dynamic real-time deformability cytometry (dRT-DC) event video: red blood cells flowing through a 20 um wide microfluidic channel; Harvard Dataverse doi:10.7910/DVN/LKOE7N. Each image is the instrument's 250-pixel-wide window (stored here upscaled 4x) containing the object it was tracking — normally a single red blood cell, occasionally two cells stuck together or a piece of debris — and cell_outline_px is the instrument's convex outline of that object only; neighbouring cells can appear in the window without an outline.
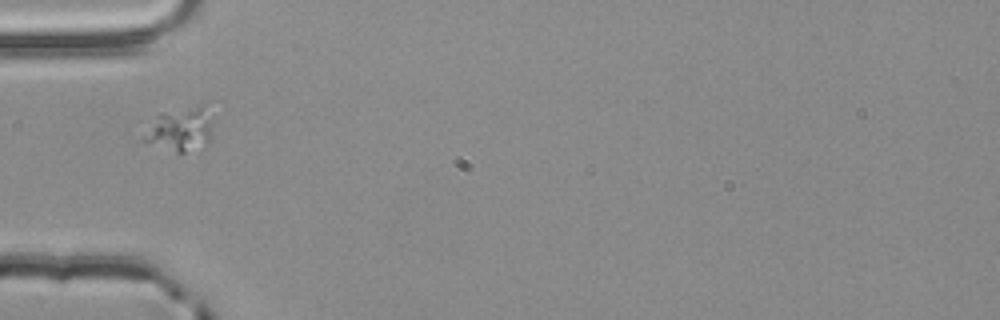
{"species": "common noctule bat (a hibernating species)", "species_latin": "Nyctalus noctula", "temperature_condition": "room temperature", "stored_images_in_passage": 38, "camera_frame_rate_fps": 3000, "um_per_image_px": 0.085, "animal": {"sex": "male", "body_mass_g": 20.4}, "frame": {"image": 1, "passage_image": 1, "time_ms": 0.0, "image_size_px": [1000, 320], "cell_outline_px": [[212, 136], [208, 140], [184, 152], [176, 152], [140, 140], [140, 136], [156, 116], [160, 112], [204, 104], [208, 104], [212, 120]], "centroid_in_image_um": [15.31, 10.92], "position_along_channel_um": 69.7, "area_um2": 17.63}}
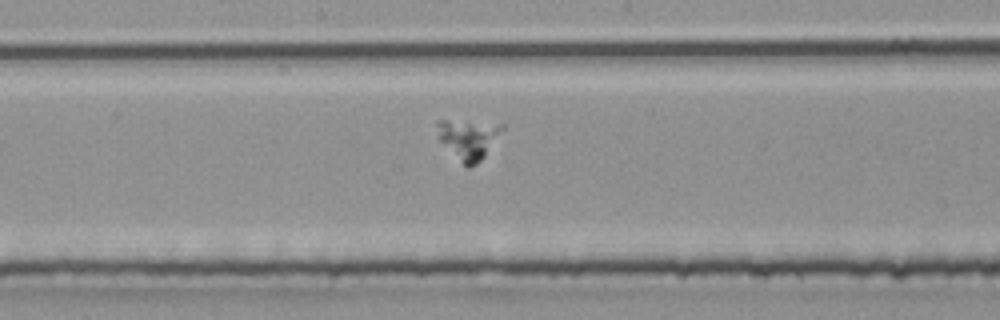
{"frame": {"image": 2, "passage_image": 12, "time_ms": 3.667, "image_size_px": [1000, 320], "cell_outline_px": [[504, 128], [484, 156], [476, 164], [468, 168], [440, 140], [436, 124], [436, 120], [444, 120], [504, 124]], "centroid_in_image_um": [39.82, 11.79], "position_along_channel_um": 208.4, "area_um2": 14.51}}
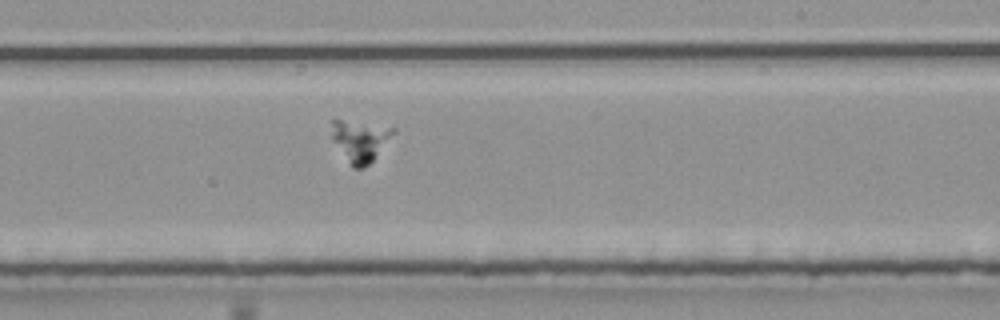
{"frame": {"image": 3, "passage_image": 16, "time_ms": 5.0, "image_size_px": [1000, 320], "cell_outline_px": [[396, 132], [372, 160], [364, 168], [352, 168], [332, 140], [332, 120], [340, 120], [396, 128]], "centroid_in_image_um": [30.6, 11.98], "position_along_channel_um": 258.4, "area_um2": 14.51}}